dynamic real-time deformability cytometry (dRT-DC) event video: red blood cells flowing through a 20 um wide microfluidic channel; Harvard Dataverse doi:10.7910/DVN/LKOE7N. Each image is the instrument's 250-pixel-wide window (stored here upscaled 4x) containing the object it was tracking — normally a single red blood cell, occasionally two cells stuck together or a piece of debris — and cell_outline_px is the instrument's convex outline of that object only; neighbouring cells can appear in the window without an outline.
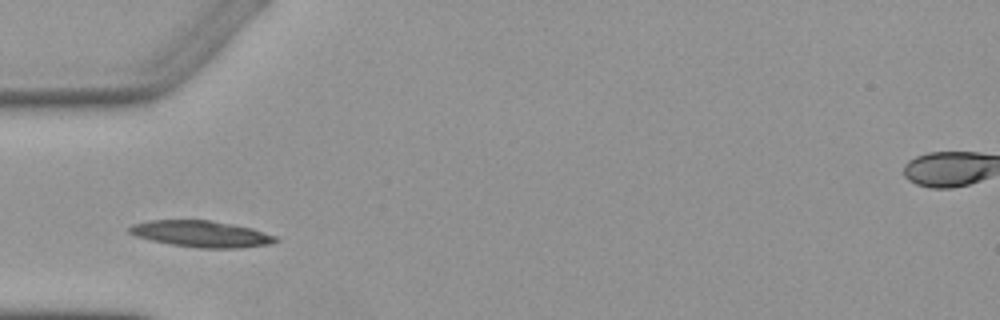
{"species": "Egyptian fruit bat (a non-hibernating species)", "species_latin": "Rousettus aegyptiacus", "temperature_condition": "warm", "stored_images_in_passage": 3, "camera_frame_rate_fps": 3000, "um_per_image_px": 0.085, "animal": {"sex": "female"}, "frame": {"image": 1, "passage_image": 1, "time_ms": 0.0, "image_size_px": [1000, 320], "cell_outline_px": [[280, 240], [272, 244], [240, 248], [196, 248], [172, 244], [152, 240], [136, 236], [128, 232], [128, 228], [132, 224], [148, 220], [212, 220], [252, 228], [276, 236]], "centroid_in_image_um": [17.13, 19.88], "position_along_channel_um": 67.9, "area_um2": 22.6}}
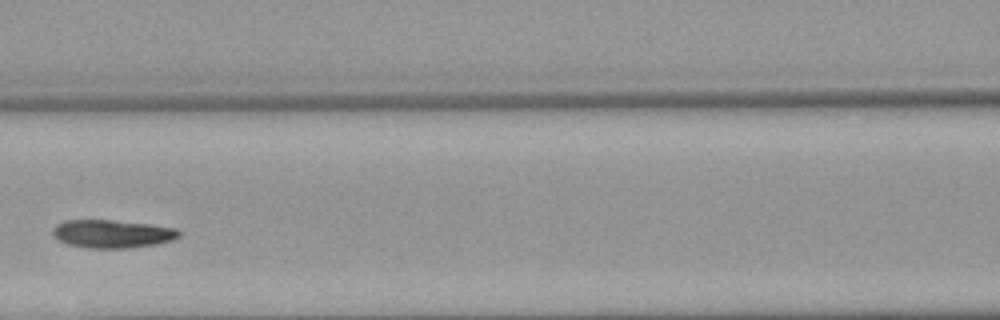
{"frame": {"image": 2, "passage_image": 3, "time_ms": 2.333, "image_size_px": [1000, 320], "cell_outline_px": [[180, 236], [172, 240], [156, 244], [128, 248], [88, 248], [68, 244], [52, 236], [52, 228], [56, 224], [64, 220], [112, 220], [148, 224], [176, 228], [180, 232]], "centroid_in_image_um": [9.51, 19.87], "position_along_channel_um": 157.1, "area_um2": 20.69}}